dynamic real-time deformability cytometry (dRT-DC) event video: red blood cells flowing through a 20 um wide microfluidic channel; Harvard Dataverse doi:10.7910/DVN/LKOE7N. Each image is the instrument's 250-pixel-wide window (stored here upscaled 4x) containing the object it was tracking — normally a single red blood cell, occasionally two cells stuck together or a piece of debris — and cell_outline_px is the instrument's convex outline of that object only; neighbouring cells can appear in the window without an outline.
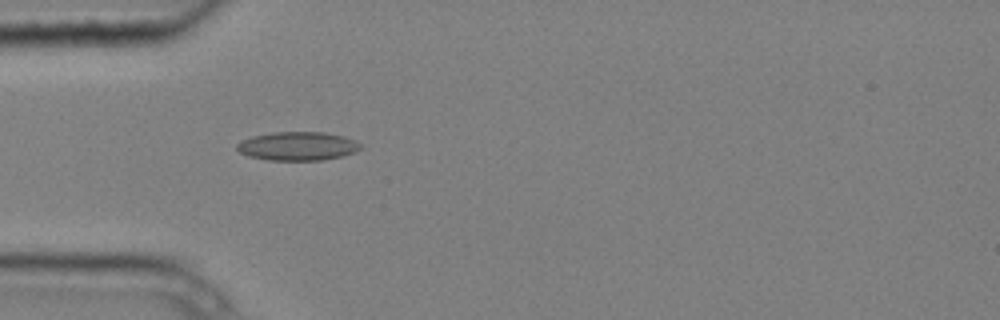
{"species": "common noctule bat (a hibernating species)", "species_latin": "Nyctalus noctula", "temperature_condition": "cold", "stored_images_in_passage": 2, "camera_frame_rate_fps": 3000, "um_per_image_px": 0.085, "animal": {"sex": "male", "body_mass_g": 20.4}, "frame": {"image": 1, "passage_image": 1, "time_ms": 0.0, "image_size_px": [1000, 320], "cell_outline_px": [[360, 148], [356, 152], [344, 156], [324, 160], [268, 160], [248, 156], [240, 152], [236, 148], [236, 144], [252, 136], [272, 132], [324, 132], [344, 136], [356, 140], [360, 144]], "centroid_in_image_um": [25.33, 12.42], "position_along_channel_um": 59.7, "area_um2": 20.75}}
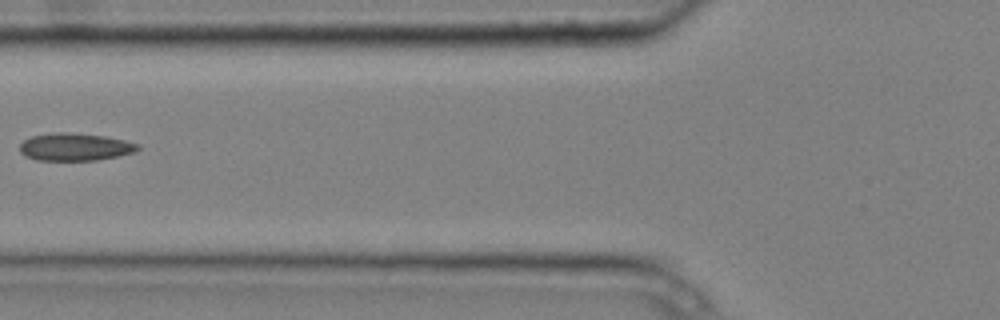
{"frame": {"image": 2, "passage_image": 2, "time_ms": 0.333, "image_size_px": [1000, 320], "cell_outline_px": [[140, 148], [136, 152], [96, 160], [36, 160], [24, 156], [20, 152], [20, 144], [24, 140], [32, 136], [52, 132], [72, 132], [104, 136], [124, 140], [140, 144]], "centroid_in_image_um": [6.37, 12.48], "position_along_channel_um": 119.4, "area_um2": 19.07}}